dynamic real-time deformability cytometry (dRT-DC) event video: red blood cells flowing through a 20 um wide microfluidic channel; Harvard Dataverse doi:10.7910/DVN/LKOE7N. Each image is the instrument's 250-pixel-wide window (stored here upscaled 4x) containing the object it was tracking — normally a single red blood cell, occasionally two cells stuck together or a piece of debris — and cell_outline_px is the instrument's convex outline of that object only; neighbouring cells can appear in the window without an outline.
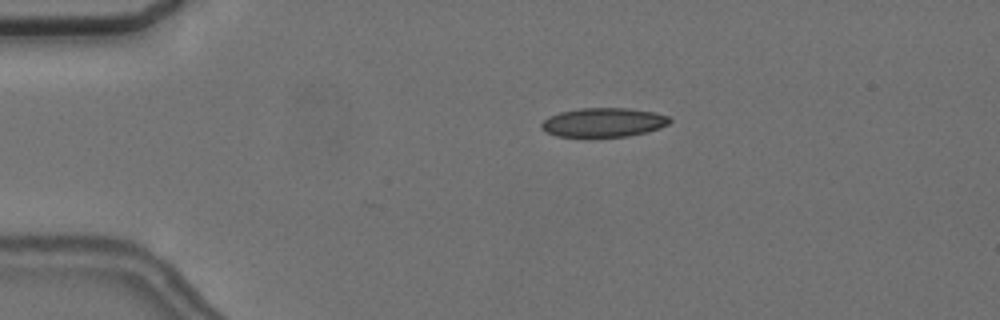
{"species": "common noctule bat (a hibernating species)", "species_latin": "Nyctalus noctula", "temperature_condition": "cold", "stored_images_in_passage": 4, "camera_frame_rate_fps": 3000, "um_per_image_px": 0.085, "animal": {"sex": "female", "body_mass_g": 24.6, "forearm_length_mm": 56.2}, "frame": {"image": 1, "passage_image": 3, "time_ms": 3.0, "image_size_px": [1000, 320], "cell_outline_px": [[672, 120], [668, 124], [660, 128], [648, 132], [628, 136], [556, 136], [540, 128], [540, 124], [548, 116], [560, 112], [580, 108], [628, 108], [652, 112], [668, 116]], "centroid_in_image_um": [51.29, 10.4], "position_along_channel_um": 33.7, "area_um2": 21.62}}